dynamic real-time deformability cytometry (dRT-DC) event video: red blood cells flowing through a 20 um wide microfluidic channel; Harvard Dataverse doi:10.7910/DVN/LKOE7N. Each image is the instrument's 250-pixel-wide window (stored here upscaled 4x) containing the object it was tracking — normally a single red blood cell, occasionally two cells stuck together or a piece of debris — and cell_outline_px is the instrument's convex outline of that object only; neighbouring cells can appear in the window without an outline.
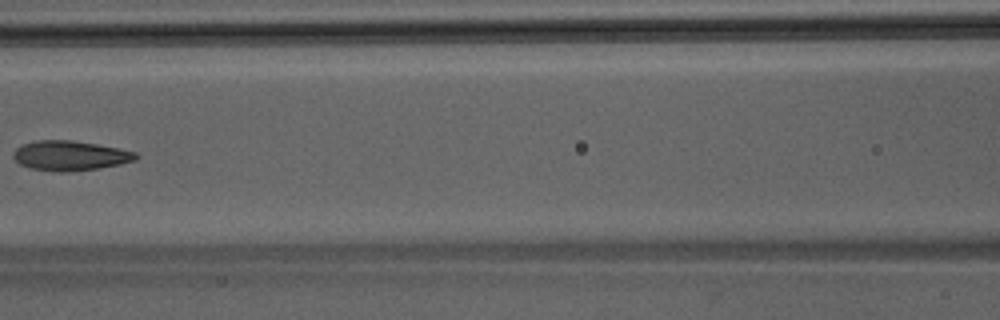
{"species": "Egyptian fruit bat (a non-hibernating species)", "species_latin": "Rousettus aegyptiacus", "temperature_condition": "room temperature", "stored_images_in_passage": 6, "camera_frame_rate_fps": 3000, "um_per_image_px": 0.085, "animal": {"sex": "male"}, "frame": {"image": 1, "passage_image": 6, "time_ms": 1.667, "image_size_px": [1000, 320], "cell_outline_px": [[140, 156], [136, 160], [120, 164], [96, 168], [68, 172], [60, 172], [28, 168], [20, 164], [12, 156], [12, 152], [20, 144], [36, 140], [72, 140], [120, 148], [136, 152]], "centroid_in_image_um": [5.94, 13.22], "position_along_channel_um": 160.7, "area_um2": 21.44}}